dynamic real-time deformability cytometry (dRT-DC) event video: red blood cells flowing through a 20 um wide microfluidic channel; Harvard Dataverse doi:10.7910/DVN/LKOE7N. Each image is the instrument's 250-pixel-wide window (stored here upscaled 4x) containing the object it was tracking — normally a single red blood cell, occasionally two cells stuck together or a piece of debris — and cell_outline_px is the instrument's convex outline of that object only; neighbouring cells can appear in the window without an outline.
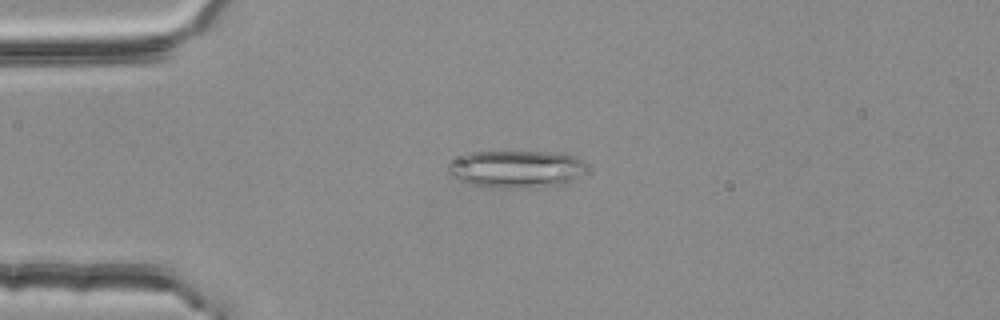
{"species": "common noctule bat (a hibernating species)", "species_latin": "Nyctalus noctula", "temperature_condition": "room temperature", "stored_images_in_passage": 5, "camera_frame_rate_fps": 3000, "um_per_image_px": 0.085, "animal": {"sex": "female", "body_mass_g": 25.1}, "frame": {"image": 1, "passage_image": 3, "time_ms": 0.667, "image_size_px": [1000, 320], "cell_outline_px": [[584, 168], [572, 180], [528, 188], [500, 188], [472, 184], [460, 180], [452, 176], [448, 172], [448, 164], [452, 160], [464, 152], [548, 152], [572, 156], [580, 160], [584, 164]], "centroid_in_image_um": [43.73, 14.35], "position_along_channel_um": 41.3, "area_um2": 29.36}}